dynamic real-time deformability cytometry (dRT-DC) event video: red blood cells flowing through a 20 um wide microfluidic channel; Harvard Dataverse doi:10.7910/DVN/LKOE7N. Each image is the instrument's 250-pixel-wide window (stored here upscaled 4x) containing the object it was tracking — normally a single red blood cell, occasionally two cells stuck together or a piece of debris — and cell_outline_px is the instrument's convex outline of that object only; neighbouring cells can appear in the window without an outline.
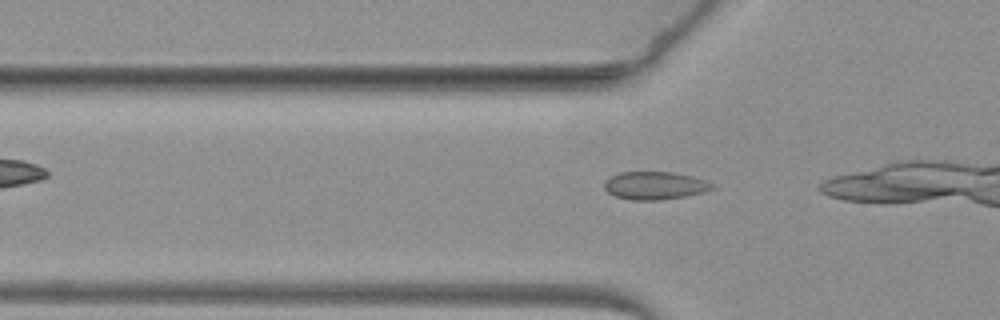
{"species": "common noctule bat (a hibernating species)", "species_latin": "Nyctalus noctula", "temperature_condition": "warm", "stored_images_in_passage": 8, "camera_frame_rate_fps": 3000, "um_per_image_px": 0.085, "animal": {"sex": "female", "body_mass_g": 19.3, "forearm_length_mm": 54.1}, "frame": {"image": 1, "passage_image": 2, "time_ms": 0.333, "image_size_px": [1000, 320], "cell_outline_px": [[716, 188], [704, 192], [684, 196], [660, 200], [632, 200], [616, 196], [608, 192], [604, 188], [604, 180], [620, 172], [672, 172], [692, 176], [716, 184]], "centroid_in_image_um": [55.68, 15.77], "position_along_channel_um": 70.1, "area_um2": 17.57}}
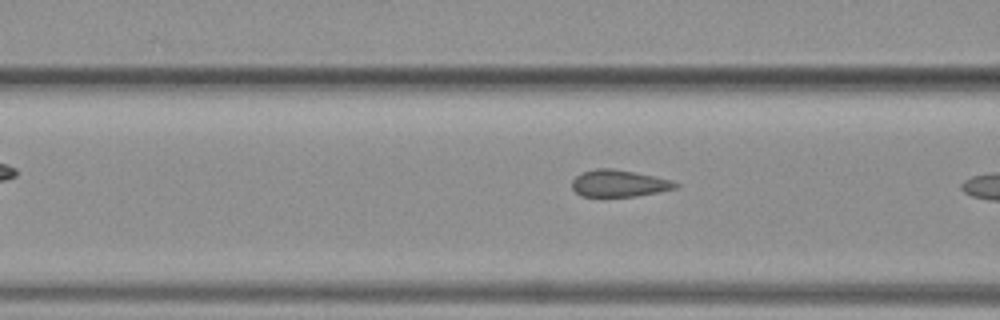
{"frame": {"image": 2, "passage_image": 6, "time_ms": 1.667, "image_size_px": [1000, 320], "cell_outline_px": [[680, 184], [676, 188], [636, 196], [580, 196], [572, 188], [572, 180], [580, 172], [596, 168], [612, 168], [672, 180]], "centroid_in_image_um": [52.57, 15.58], "position_along_channel_um": 114.0, "area_um2": 16.07}}